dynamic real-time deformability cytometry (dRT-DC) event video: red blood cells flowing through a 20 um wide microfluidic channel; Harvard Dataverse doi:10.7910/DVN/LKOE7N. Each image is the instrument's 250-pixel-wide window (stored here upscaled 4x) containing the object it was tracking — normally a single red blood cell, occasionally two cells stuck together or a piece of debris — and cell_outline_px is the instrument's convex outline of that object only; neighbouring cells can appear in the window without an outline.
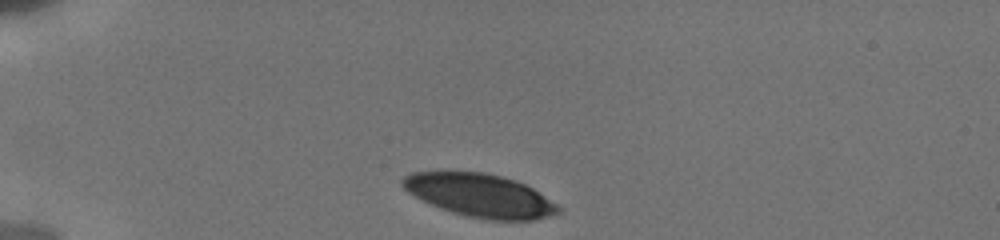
{"species": "human", "species_latin": "Homo sapiens", "temperature_condition": "cold", "stored_images_in_passage": 18, "camera_frame_rate_fps": 3000, "um_per_image_px": 0.085, "donor": {"sex": "male"}, "frame": {"image": 1, "passage_image": 1, "time_ms": 0.0, "image_size_px": [1000, 240], "cell_outline_px": [[560, 212], [536, 220], [488, 220], [464, 216], [440, 208], [408, 192], [400, 184], [400, 180], [404, 176], [412, 172], [484, 172], [516, 180], [532, 188], [556, 204], [560, 208]], "centroid_in_image_um": [40.78, 16.61], "position_along_channel_um": 44.2, "area_um2": 38.84}}
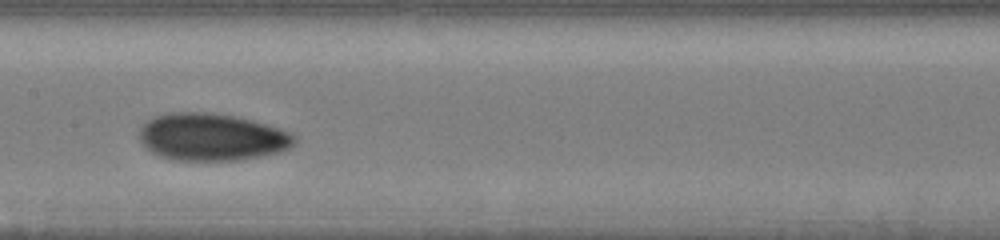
{"frame": {"image": 2, "passage_image": 10, "time_ms": 5.0, "image_size_px": [1000, 240], "cell_outline_px": [[296, 144], [292, 148], [280, 152], [260, 156], [236, 160], [172, 160], [160, 156], [152, 152], [140, 140], [140, 128], [152, 116], [168, 112], [212, 112], [232, 116], [264, 124], [292, 132], [296, 136]], "centroid_in_image_um": [18.01, 11.65], "position_along_channel_um": 189.4, "area_um2": 42.77}}
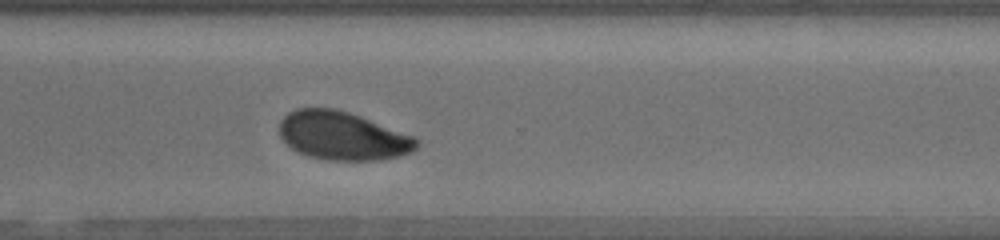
{"frame": {"image": 3, "passage_image": 18, "time_ms": 9.0, "image_size_px": [1000, 240], "cell_outline_px": [[420, 144], [412, 152], [400, 156], [376, 160], [328, 160], [308, 156], [292, 148], [280, 136], [280, 120], [288, 112], [296, 108], [336, 108], [360, 116], [416, 136], [420, 140]], "centroid_in_image_um": [29.16, 11.54], "position_along_channel_um": 341.4, "area_um2": 38.84}}